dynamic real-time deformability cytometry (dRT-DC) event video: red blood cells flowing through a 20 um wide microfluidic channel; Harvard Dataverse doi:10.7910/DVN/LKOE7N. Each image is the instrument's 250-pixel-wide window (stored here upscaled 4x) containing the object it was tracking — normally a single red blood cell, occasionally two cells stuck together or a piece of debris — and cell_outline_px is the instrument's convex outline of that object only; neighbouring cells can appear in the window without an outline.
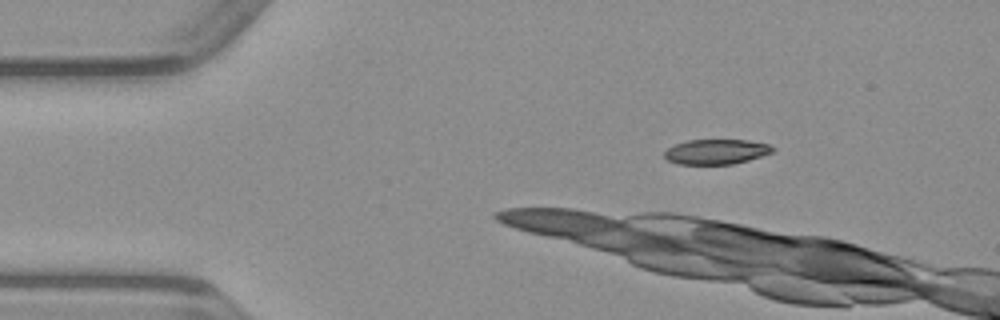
{"species": "common noctule bat (a hibernating species)", "species_latin": "Nyctalus noctula", "temperature_condition": "warm", "stored_images_in_passage": 11, "camera_frame_rate_fps": 3000, "um_per_image_px": 0.085, "animal": {"sex": "male", "body_mass_g": 23.1, "forearm_length_mm": 52.7}, "frame": {"image": 1, "passage_image": 1, "time_ms": 0.0, "image_size_px": [1000, 320], "cell_outline_px": [[776, 148], [772, 152], [748, 160], [732, 164], [676, 164], [668, 160], [664, 156], [664, 152], [668, 148], [676, 144], [688, 140], [748, 140], [768, 144]], "centroid_in_image_um": [60.87, 12.89], "position_along_channel_um": 24.1, "area_um2": 15.66}}